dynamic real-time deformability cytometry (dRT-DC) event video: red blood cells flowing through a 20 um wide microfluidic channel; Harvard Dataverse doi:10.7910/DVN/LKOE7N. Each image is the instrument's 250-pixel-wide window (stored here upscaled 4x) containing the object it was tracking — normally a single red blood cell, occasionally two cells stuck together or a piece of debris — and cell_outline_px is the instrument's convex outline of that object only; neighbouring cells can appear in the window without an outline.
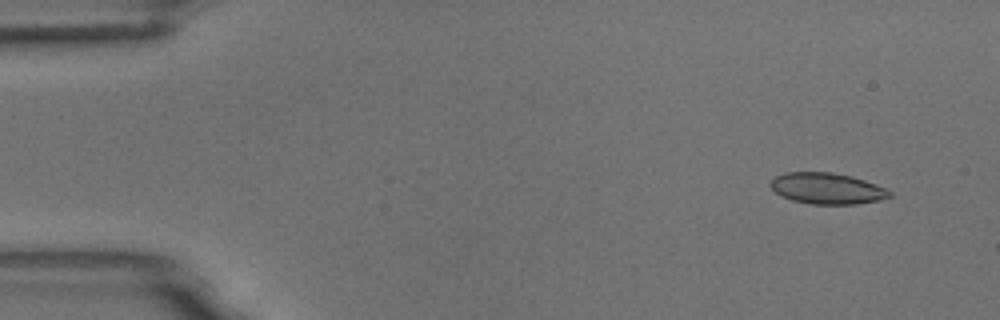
{"species": "common noctule bat (a hibernating species)", "species_latin": "Nyctalus noctula", "temperature_condition": "room temperature", "stored_images_in_passage": 9, "camera_frame_rate_fps": 3000, "um_per_image_px": 0.085, "animal": {"sex": "male", "body_mass_g": 18.8}, "frame": {"image": 1, "passage_image": 1, "time_ms": 0.0, "image_size_px": [1000, 320], "cell_outline_px": [[892, 196], [880, 200], [856, 204], [812, 204], [792, 200], [780, 196], [768, 184], [776, 176], [784, 172], [832, 172], [852, 176], [876, 184], [892, 192]], "centroid_in_image_um": [70.29, 16.01], "position_along_channel_um": 14.7, "area_um2": 21.68}}
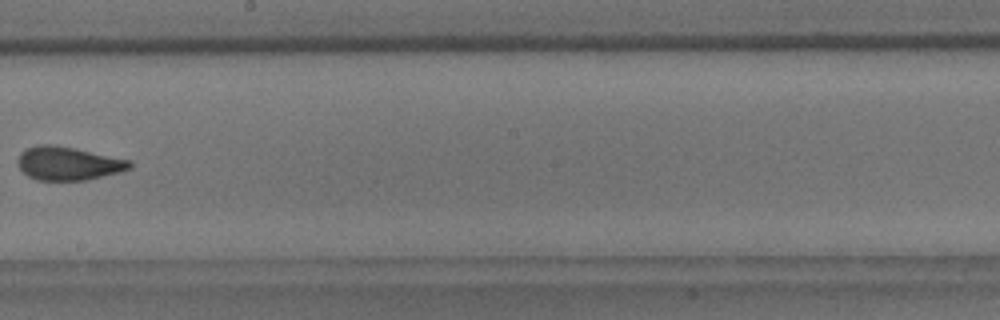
{"frame": {"image": 2, "passage_image": 8, "time_ms": 9.0, "image_size_px": [1000, 320], "cell_outline_px": [[132, 168], [120, 172], [88, 180], [36, 180], [28, 176], [16, 164], [16, 160], [20, 152], [36, 144], [52, 144], [132, 160]], "centroid_in_image_um": [5.79, 13.89], "position_along_channel_um": 242.4, "area_um2": 21.96}}
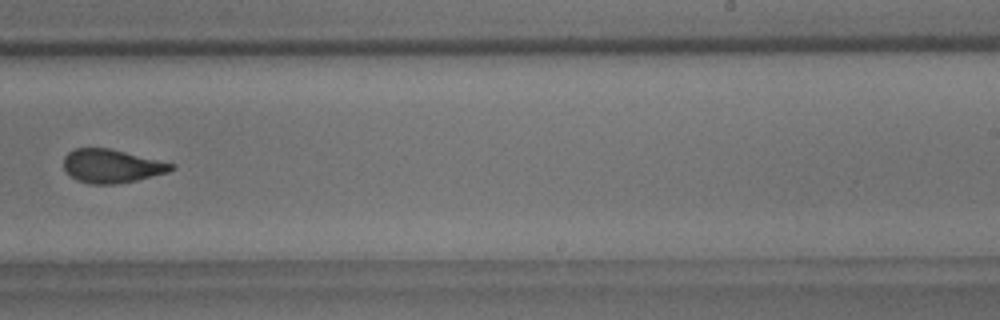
{"frame": {"image": 3, "passage_image": 9, "time_ms": 10.0, "image_size_px": [1000, 320], "cell_outline_px": [[176, 168], [168, 172], [136, 180], [116, 184], [88, 184], [76, 180], [64, 168], [64, 156], [72, 148], [108, 148], [176, 164]], "centroid_in_image_um": [9.49, 14.11], "position_along_channel_um": 279.5, "area_um2": 20.98}}